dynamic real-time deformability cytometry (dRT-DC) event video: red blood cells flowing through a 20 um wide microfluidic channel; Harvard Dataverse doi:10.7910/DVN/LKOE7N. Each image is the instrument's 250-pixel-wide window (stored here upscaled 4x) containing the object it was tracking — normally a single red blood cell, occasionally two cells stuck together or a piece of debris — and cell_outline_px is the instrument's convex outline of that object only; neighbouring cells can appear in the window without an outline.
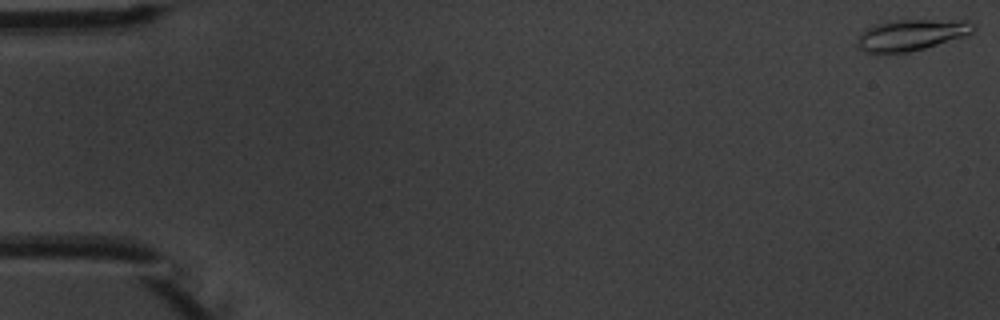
{"species": "common noctule bat (a hibernating species)", "species_latin": "Nyctalus noctula", "temperature_condition": "warm", "stored_images_in_passage": 9, "camera_frame_rate_fps": 3000, "um_per_image_px": 0.085, "animal": {"sex": "male", "body_mass_g": 20.1, "forearm_length_mm": 53.5}, "frame": {"image": 1, "passage_image": 1, "time_ms": 0.0, "image_size_px": [1000, 320], "cell_outline_px": [[976, 32], [968, 36], [924, 48], [908, 52], [880, 56], [864, 52], [856, 44], [856, 40], [860, 32], [872, 24], [888, 20], [972, 20], [976, 24]], "centroid_in_image_um": [77.45, 2.98], "position_along_channel_um": 7.6, "area_um2": 22.25}}
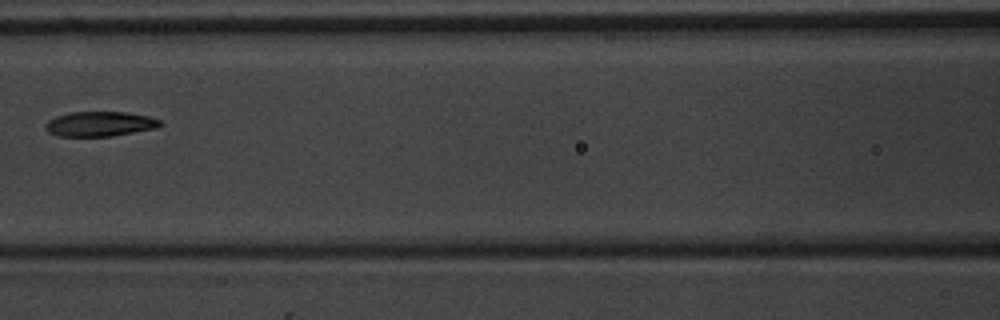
{"frame": {"image": 2, "passage_image": 7, "time_ms": 8.0, "image_size_px": [1000, 320], "cell_outline_px": [[164, 124], [156, 128], [112, 136], [56, 136], [48, 132], [44, 128], [44, 124], [48, 120], [56, 116], [68, 112], [124, 112], [148, 116], [160, 120]], "centroid_in_image_um": [8.45, 10.53], "position_along_channel_um": 158.2, "area_um2": 16.7}}
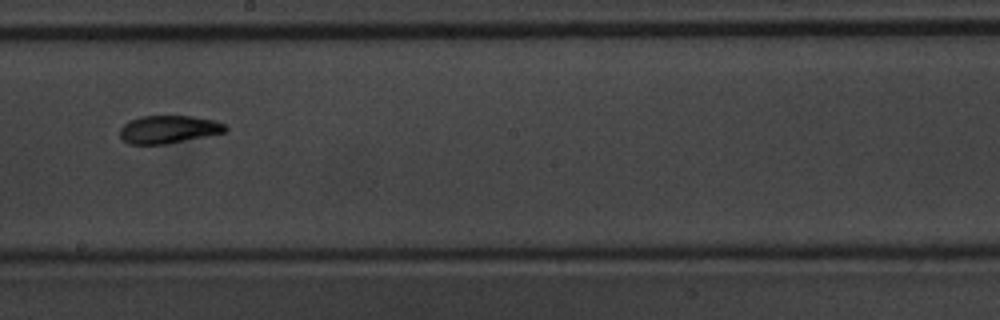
{"frame": {"image": 3, "passage_image": 9, "time_ms": 10.0, "image_size_px": [1000, 320], "cell_outline_px": [[228, 128], [224, 132], [164, 144], [128, 144], [120, 136], [120, 128], [124, 124], [140, 116], [192, 116], [216, 120], [224, 124]], "centroid_in_image_um": [14.31, 10.99], "position_along_channel_um": 233.9, "area_um2": 16.88}}